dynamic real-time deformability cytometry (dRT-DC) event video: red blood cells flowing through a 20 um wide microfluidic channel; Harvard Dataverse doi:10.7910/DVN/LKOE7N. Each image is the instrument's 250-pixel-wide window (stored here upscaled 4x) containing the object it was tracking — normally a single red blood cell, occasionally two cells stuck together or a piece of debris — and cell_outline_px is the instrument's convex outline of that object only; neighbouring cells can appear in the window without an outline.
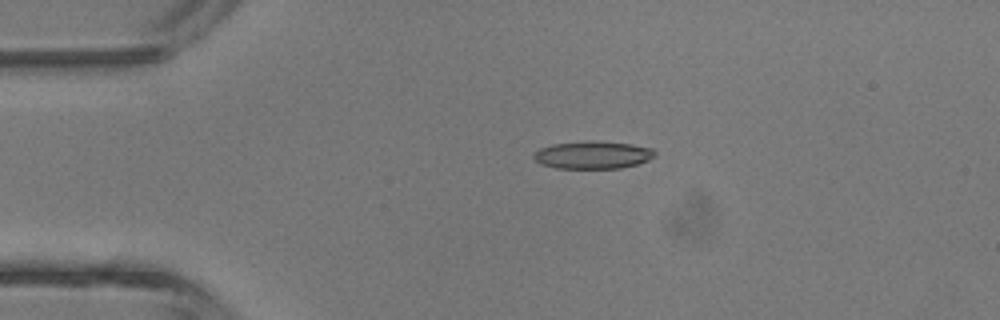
{"species": "common noctule bat (a hibernating species)", "species_latin": "Nyctalus noctula", "temperature_condition": "room temperature", "stored_images_in_passage": 2, "camera_frame_rate_fps": 3000, "um_per_image_px": 0.085, "animal": {"sex": "male", "body_mass_g": 13.3}, "frame": {"image": 1, "passage_image": 1, "time_ms": 0.0, "image_size_px": [1000, 320], "cell_outline_px": [[656, 156], [648, 160], [636, 164], [620, 168], [556, 168], [540, 164], [532, 156], [540, 148], [552, 144], [588, 140], [592, 140], [632, 144], [652, 148], [656, 152]], "centroid_in_image_um": [50.4, 13.16], "position_along_channel_um": 34.6, "area_um2": 19.59}}